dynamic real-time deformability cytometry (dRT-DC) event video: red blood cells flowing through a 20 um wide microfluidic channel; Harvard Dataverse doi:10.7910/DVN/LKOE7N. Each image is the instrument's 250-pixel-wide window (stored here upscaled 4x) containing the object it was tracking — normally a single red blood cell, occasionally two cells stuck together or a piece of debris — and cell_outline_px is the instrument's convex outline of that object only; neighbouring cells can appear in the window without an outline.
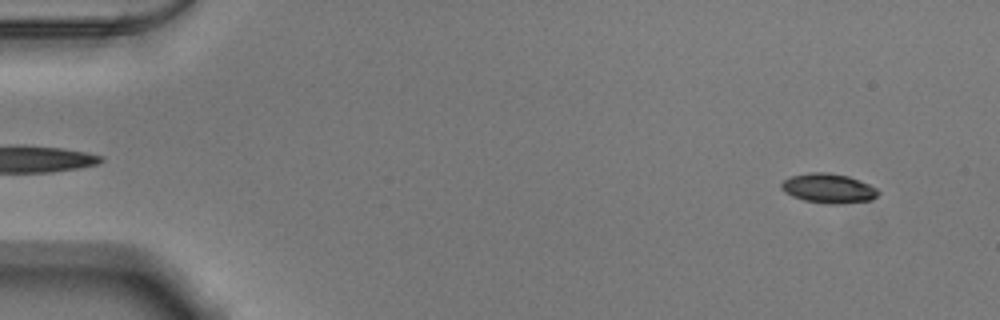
{"species": "Egyptian fruit bat (a non-hibernating species)", "species_latin": "Rousettus aegyptiacus", "temperature_condition": "warm", "stored_images_in_passage": 51, "camera_frame_rate_fps": 3000, "um_per_image_px": 0.085, "animal": {"sex": "male"}, "frame": {"image": 1, "passage_image": 2, "time_ms": 0.333, "image_size_px": [1000, 320], "cell_outline_px": [[880, 192], [872, 200], [844, 204], [828, 204], [804, 200], [792, 196], [784, 192], [780, 188], [780, 184], [784, 180], [792, 176], [808, 172], [828, 172], [848, 176], [868, 184], [876, 188]], "centroid_in_image_um": [70.41, 16.01], "position_along_channel_um": 14.6, "area_um2": 16.76}}
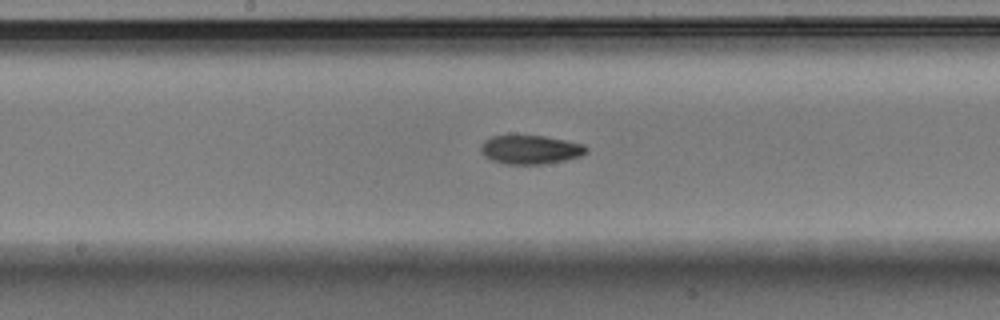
{"frame": {"image": 2, "passage_image": 26, "time_ms": 8.333, "image_size_px": [1000, 320], "cell_outline_px": [[588, 152], [580, 156], [564, 160], [544, 164], [504, 164], [492, 160], [484, 156], [480, 152], [480, 148], [484, 140], [492, 136], [544, 136], [584, 144], [588, 148]], "centroid_in_image_um": [45.08, 12.72], "position_along_channel_um": 203.1, "area_um2": 17.69}}
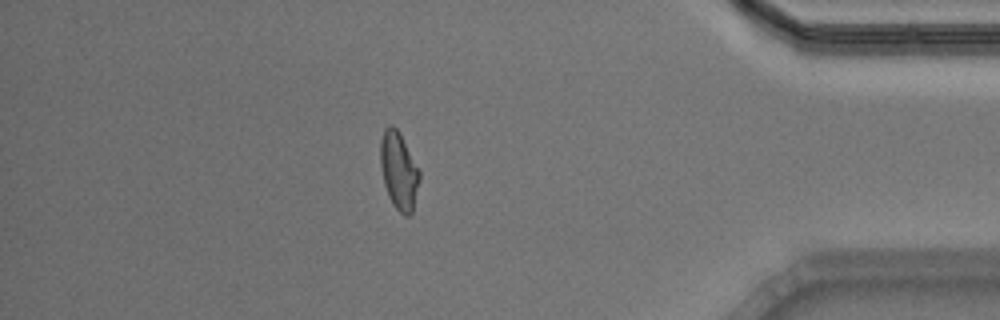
{"frame": {"image": 3, "passage_image": 44, "time_ms": 14.333, "image_size_px": [1000, 320], "cell_outline_px": [[420, 180], [412, 212], [408, 216], [404, 216], [392, 204], [388, 196], [384, 184], [380, 164], [380, 140], [384, 128], [388, 124], [392, 124], [400, 132], [420, 172]], "centroid_in_image_um": [33.88, 14.49], "position_along_channel_um": 401.3, "area_um2": 17.8}, "authors_computed_cell_mechanics": {"area_um2": 17.4556, "velocity_mm_per_s": 3.8824, "shape_relaxation_time_tau1_ms": 5.1446, "shape_relaxation_time_tau2_ms": 3.7079, "deformation_change_tau1": 0.1792, "deformation_change_tau2": 0.0822}}